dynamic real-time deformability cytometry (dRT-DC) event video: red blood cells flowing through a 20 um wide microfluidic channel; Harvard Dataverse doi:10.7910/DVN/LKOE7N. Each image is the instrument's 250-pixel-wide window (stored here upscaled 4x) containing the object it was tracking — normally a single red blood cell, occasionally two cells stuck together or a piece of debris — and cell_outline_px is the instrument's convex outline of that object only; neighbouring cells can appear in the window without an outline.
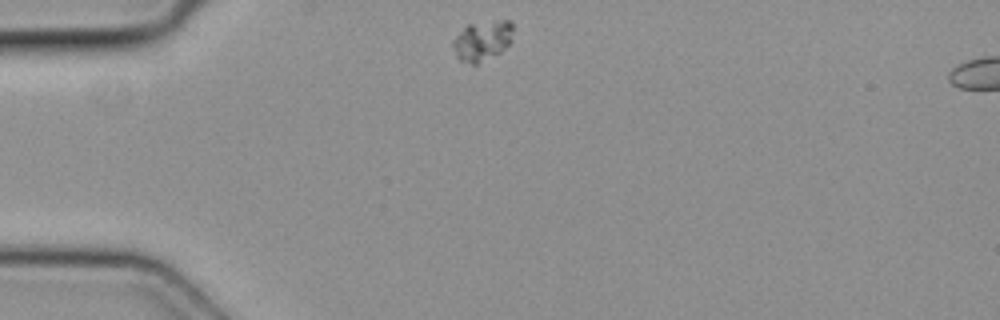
{"species": "common noctule bat (a hibernating species)", "species_latin": "Nyctalus noctula", "temperature_condition": "cold", "stored_images_in_passage": 5, "camera_frame_rate_fps": 3000, "um_per_image_px": 0.085, "animal": {"sex": "female", "body_mass_g": 19.3, "forearm_length_mm": 54.1}, "frame": {"image": 1, "passage_image": 1, "time_ms": 0.0, "image_size_px": [1000, 320], "cell_outline_px": [[512, 40], [500, 52], [476, 64], [472, 64], [460, 60], [456, 56], [452, 44], [452, 40], [468, 24], [500, 20], [512, 20]], "centroid_in_image_um": [41.0, 3.44], "position_along_channel_um": 44.0, "area_um2": 13.87}}
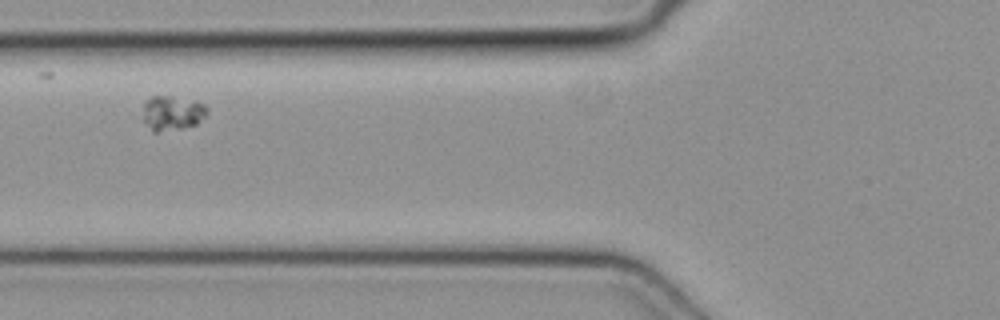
{"frame": {"image": 2, "passage_image": 3, "time_ms": 0.667, "image_size_px": [1000, 320], "cell_outline_px": [[208, 112], [196, 124], [180, 128], [156, 132], [152, 132], [144, 120], [144, 100], [152, 96], [172, 96], [196, 100], [204, 104], [208, 108]], "centroid_in_image_um": [14.65, 9.58], "position_along_channel_um": 111.2, "area_um2": 12.95}}
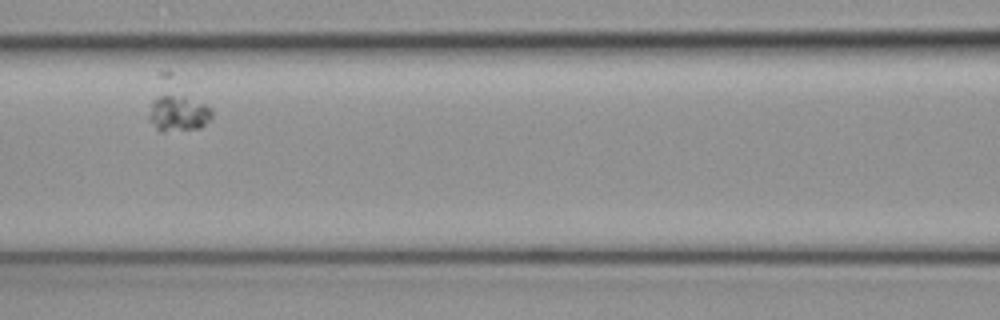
{"frame": {"image": 3, "passage_image": 4, "time_ms": 1.0, "image_size_px": [1000, 320], "cell_outline_px": [[212, 120], [200, 128], [160, 132], [148, 120], [148, 116], [152, 100], [160, 96], [184, 96], [204, 104], [212, 108]], "centroid_in_image_um": [15.17, 9.66], "position_along_channel_um": 151.4, "area_um2": 13.24}}